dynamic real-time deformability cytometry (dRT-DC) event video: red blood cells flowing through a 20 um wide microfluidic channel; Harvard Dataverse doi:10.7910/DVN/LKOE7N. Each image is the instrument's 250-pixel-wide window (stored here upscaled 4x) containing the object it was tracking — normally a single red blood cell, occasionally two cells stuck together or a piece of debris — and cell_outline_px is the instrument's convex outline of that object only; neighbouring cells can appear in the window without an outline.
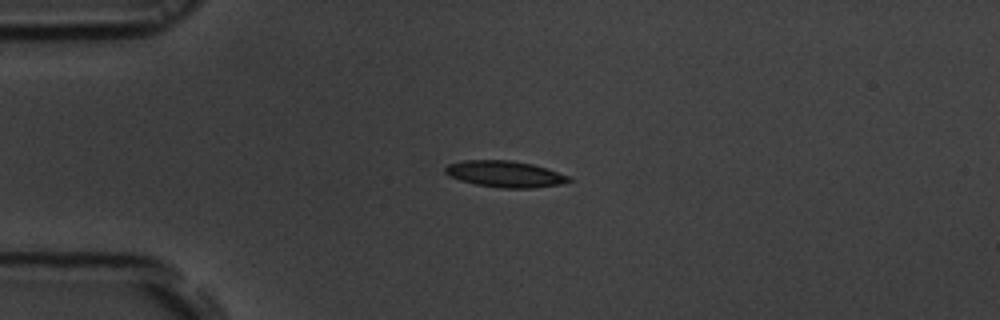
{"species": "common noctule bat (a hibernating species)", "species_latin": "Nyctalus noctula", "temperature_condition": "room temperature", "stored_images_in_passage": 42, "camera_frame_rate_fps": 3000, "um_per_image_px": 0.085, "animal": {"sex": "male", "body_mass_g": 19.5, "forearm_length_mm": 54.6}, "frame": {"image": 1, "passage_image": 1, "time_ms": 0.0, "image_size_px": [1000, 320], "cell_outline_px": [[572, 180], [560, 184], [532, 188], [500, 188], [476, 184], [460, 180], [448, 176], [444, 172], [444, 168], [448, 164], [464, 160], [512, 160], [532, 164], [568, 176]], "centroid_in_image_um": [42.86, 14.79], "position_along_channel_um": 42.1, "area_um2": 18.84}}
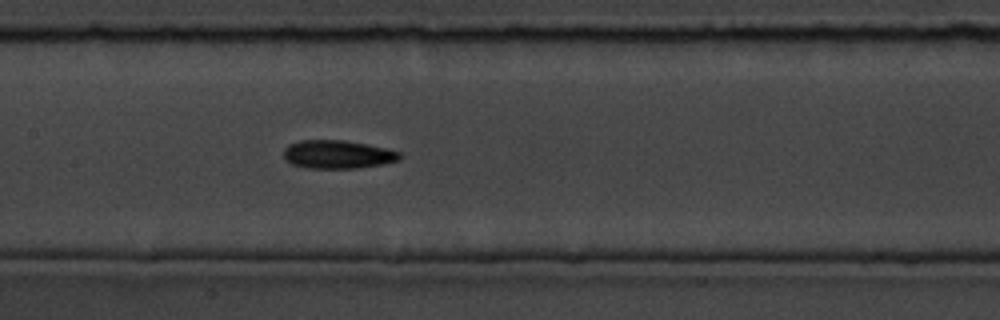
{"frame": {"image": 2, "passage_image": 14, "time_ms": 4.333, "image_size_px": [1000, 320], "cell_outline_px": [[400, 160], [384, 164], [356, 168], [304, 168], [292, 164], [284, 160], [284, 148], [288, 144], [300, 140], [344, 140], [368, 144], [388, 148], [400, 152]], "centroid_in_image_um": [28.69, 13.12], "position_along_channel_um": 178.7, "area_um2": 19.42}}
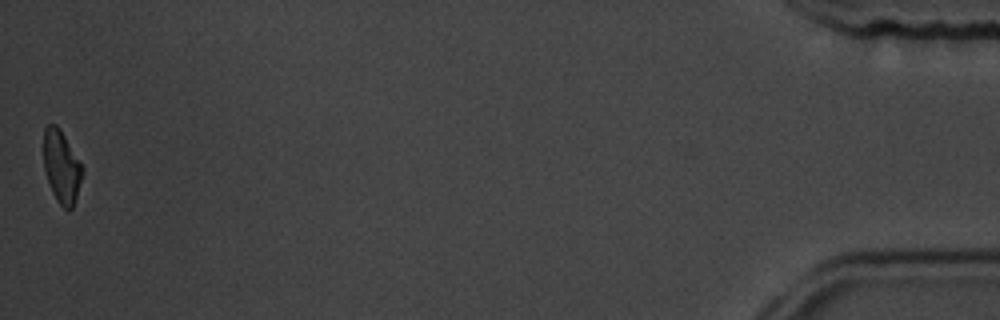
{"frame": {"image": 3, "passage_image": 42, "time_ms": 13.667, "image_size_px": [1000, 320], "cell_outline_px": [[84, 172], [72, 208], [68, 212], [56, 200], [52, 192], [44, 168], [44, 128], [48, 124], [56, 124], [60, 128], [80, 164]], "centroid_in_image_um": [5.22, 14.18], "position_along_channel_um": 430.0, "area_um2": 16.07}, "authors_computed_cell_mechanics": {"area_um2": 18.6405, "velocity_mm_per_s": 3.7268, "shape_relaxation_time_tau1_ms": 4.0311, "shape_relaxation_time_tau2_ms": 10.1071, "deformation_change_tau1": 0.1236, "deformation_change_tau2": 0.2097}}